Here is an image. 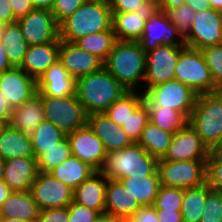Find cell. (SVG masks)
<instances>
[{
    "label": "cell",
    "instance_id": "obj_1",
    "mask_svg": "<svg viewBox=\"0 0 222 222\" xmlns=\"http://www.w3.org/2000/svg\"><path fill=\"white\" fill-rule=\"evenodd\" d=\"M146 62V53L138 41L117 40L104 62V68L127 90L144 93Z\"/></svg>",
    "mask_w": 222,
    "mask_h": 222
},
{
    "label": "cell",
    "instance_id": "obj_2",
    "mask_svg": "<svg viewBox=\"0 0 222 222\" xmlns=\"http://www.w3.org/2000/svg\"><path fill=\"white\" fill-rule=\"evenodd\" d=\"M127 91L104 67L76 80V96L88 115L104 113Z\"/></svg>",
    "mask_w": 222,
    "mask_h": 222
},
{
    "label": "cell",
    "instance_id": "obj_3",
    "mask_svg": "<svg viewBox=\"0 0 222 222\" xmlns=\"http://www.w3.org/2000/svg\"><path fill=\"white\" fill-rule=\"evenodd\" d=\"M99 171L112 180L159 175L158 159L138 143H132L122 150L108 152Z\"/></svg>",
    "mask_w": 222,
    "mask_h": 222
},
{
    "label": "cell",
    "instance_id": "obj_4",
    "mask_svg": "<svg viewBox=\"0 0 222 222\" xmlns=\"http://www.w3.org/2000/svg\"><path fill=\"white\" fill-rule=\"evenodd\" d=\"M112 28V11L109 4L86 0L72 15L59 24L60 40L75 42L91 33Z\"/></svg>",
    "mask_w": 222,
    "mask_h": 222
},
{
    "label": "cell",
    "instance_id": "obj_5",
    "mask_svg": "<svg viewBox=\"0 0 222 222\" xmlns=\"http://www.w3.org/2000/svg\"><path fill=\"white\" fill-rule=\"evenodd\" d=\"M188 124L211 151L222 138V90L198 95Z\"/></svg>",
    "mask_w": 222,
    "mask_h": 222
},
{
    "label": "cell",
    "instance_id": "obj_6",
    "mask_svg": "<svg viewBox=\"0 0 222 222\" xmlns=\"http://www.w3.org/2000/svg\"><path fill=\"white\" fill-rule=\"evenodd\" d=\"M40 97L46 121L53 123L66 135L87 125L88 114L76 93L66 97Z\"/></svg>",
    "mask_w": 222,
    "mask_h": 222
},
{
    "label": "cell",
    "instance_id": "obj_7",
    "mask_svg": "<svg viewBox=\"0 0 222 222\" xmlns=\"http://www.w3.org/2000/svg\"><path fill=\"white\" fill-rule=\"evenodd\" d=\"M174 79L190 87L197 96L214 92L210 69L198 49L185 46L181 50Z\"/></svg>",
    "mask_w": 222,
    "mask_h": 222
},
{
    "label": "cell",
    "instance_id": "obj_8",
    "mask_svg": "<svg viewBox=\"0 0 222 222\" xmlns=\"http://www.w3.org/2000/svg\"><path fill=\"white\" fill-rule=\"evenodd\" d=\"M197 94L178 80H170L165 83L148 88L144 92V102L147 107H163L181 112L187 119L189 118Z\"/></svg>",
    "mask_w": 222,
    "mask_h": 222
},
{
    "label": "cell",
    "instance_id": "obj_9",
    "mask_svg": "<svg viewBox=\"0 0 222 222\" xmlns=\"http://www.w3.org/2000/svg\"><path fill=\"white\" fill-rule=\"evenodd\" d=\"M158 174L162 186L192 188L206 183V160H158Z\"/></svg>",
    "mask_w": 222,
    "mask_h": 222
},
{
    "label": "cell",
    "instance_id": "obj_10",
    "mask_svg": "<svg viewBox=\"0 0 222 222\" xmlns=\"http://www.w3.org/2000/svg\"><path fill=\"white\" fill-rule=\"evenodd\" d=\"M185 46L161 44L146 53L144 92L148 88L174 79L180 52Z\"/></svg>",
    "mask_w": 222,
    "mask_h": 222
},
{
    "label": "cell",
    "instance_id": "obj_11",
    "mask_svg": "<svg viewBox=\"0 0 222 222\" xmlns=\"http://www.w3.org/2000/svg\"><path fill=\"white\" fill-rule=\"evenodd\" d=\"M159 11V1L144 0L134 12H112V29L116 39L138 41L143 35L145 22Z\"/></svg>",
    "mask_w": 222,
    "mask_h": 222
},
{
    "label": "cell",
    "instance_id": "obj_12",
    "mask_svg": "<svg viewBox=\"0 0 222 222\" xmlns=\"http://www.w3.org/2000/svg\"><path fill=\"white\" fill-rule=\"evenodd\" d=\"M184 44L198 50L222 44V12L212 8L197 12Z\"/></svg>",
    "mask_w": 222,
    "mask_h": 222
},
{
    "label": "cell",
    "instance_id": "obj_13",
    "mask_svg": "<svg viewBox=\"0 0 222 222\" xmlns=\"http://www.w3.org/2000/svg\"><path fill=\"white\" fill-rule=\"evenodd\" d=\"M39 210L67 207L73 201V189L49 172H38L31 189Z\"/></svg>",
    "mask_w": 222,
    "mask_h": 222
},
{
    "label": "cell",
    "instance_id": "obj_14",
    "mask_svg": "<svg viewBox=\"0 0 222 222\" xmlns=\"http://www.w3.org/2000/svg\"><path fill=\"white\" fill-rule=\"evenodd\" d=\"M16 22L29 46L60 41L59 24L49 10L33 9Z\"/></svg>",
    "mask_w": 222,
    "mask_h": 222
},
{
    "label": "cell",
    "instance_id": "obj_15",
    "mask_svg": "<svg viewBox=\"0 0 222 222\" xmlns=\"http://www.w3.org/2000/svg\"><path fill=\"white\" fill-rule=\"evenodd\" d=\"M71 154L90 165L96 171L102 168L107 155L103 142L86 125L67 135Z\"/></svg>",
    "mask_w": 222,
    "mask_h": 222
},
{
    "label": "cell",
    "instance_id": "obj_16",
    "mask_svg": "<svg viewBox=\"0 0 222 222\" xmlns=\"http://www.w3.org/2000/svg\"><path fill=\"white\" fill-rule=\"evenodd\" d=\"M138 42L145 53L161 44L185 45L184 39L164 11H159L145 22L143 35Z\"/></svg>",
    "mask_w": 222,
    "mask_h": 222
},
{
    "label": "cell",
    "instance_id": "obj_17",
    "mask_svg": "<svg viewBox=\"0 0 222 222\" xmlns=\"http://www.w3.org/2000/svg\"><path fill=\"white\" fill-rule=\"evenodd\" d=\"M210 150L197 132L187 124L173 136L171 144L162 158L166 161L207 160Z\"/></svg>",
    "mask_w": 222,
    "mask_h": 222
},
{
    "label": "cell",
    "instance_id": "obj_18",
    "mask_svg": "<svg viewBox=\"0 0 222 222\" xmlns=\"http://www.w3.org/2000/svg\"><path fill=\"white\" fill-rule=\"evenodd\" d=\"M59 61L75 81L104 67V62L95 55L82 50L74 42L63 40H60Z\"/></svg>",
    "mask_w": 222,
    "mask_h": 222
},
{
    "label": "cell",
    "instance_id": "obj_19",
    "mask_svg": "<svg viewBox=\"0 0 222 222\" xmlns=\"http://www.w3.org/2000/svg\"><path fill=\"white\" fill-rule=\"evenodd\" d=\"M0 91L14 108L37 94L36 80L20 67H13L0 74Z\"/></svg>",
    "mask_w": 222,
    "mask_h": 222
},
{
    "label": "cell",
    "instance_id": "obj_20",
    "mask_svg": "<svg viewBox=\"0 0 222 222\" xmlns=\"http://www.w3.org/2000/svg\"><path fill=\"white\" fill-rule=\"evenodd\" d=\"M76 81L58 60L36 80L39 96L66 97L75 94Z\"/></svg>",
    "mask_w": 222,
    "mask_h": 222
},
{
    "label": "cell",
    "instance_id": "obj_21",
    "mask_svg": "<svg viewBox=\"0 0 222 222\" xmlns=\"http://www.w3.org/2000/svg\"><path fill=\"white\" fill-rule=\"evenodd\" d=\"M87 125L103 142L108 152L122 150L133 142L119 125H116L105 113L88 115Z\"/></svg>",
    "mask_w": 222,
    "mask_h": 222
},
{
    "label": "cell",
    "instance_id": "obj_22",
    "mask_svg": "<svg viewBox=\"0 0 222 222\" xmlns=\"http://www.w3.org/2000/svg\"><path fill=\"white\" fill-rule=\"evenodd\" d=\"M37 159L35 157H15L5 160L3 181L12 191H30L38 175Z\"/></svg>",
    "mask_w": 222,
    "mask_h": 222
},
{
    "label": "cell",
    "instance_id": "obj_23",
    "mask_svg": "<svg viewBox=\"0 0 222 222\" xmlns=\"http://www.w3.org/2000/svg\"><path fill=\"white\" fill-rule=\"evenodd\" d=\"M107 177L100 171H96L73 191V201L105 213Z\"/></svg>",
    "mask_w": 222,
    "mask_h": 222
},
{
    "label": "cell",
    "instance_id": "obj_24",
    "mask_svg": "<svg viewBox=\"0 0 222 222\" xmlns=\"http://www.w3.org/2000/svg\"><path fill=\"white\" fill-rule=\"evenodd\" d=\"M60 41L29 46L20 68L37 80L47 69L59 60Z\"/></svg>",
    "mask_w": 222,
    "mask_h": 222
},
{
    "label": "cell",
    "instance_id": "obj_25",
    "mask_svg": "<svg viewBox=\"0 0 222 222\" xmlns=\"http://www.w3.org/2000/svg\"><path fill=\"white\" fill-rule=\"evenodd\" d=\"M140 207L120 180L107 178L105 213L127 218L132 217Z\"/></svg>",
    "mask_w": 222,
    "mask_h": 222
},
{
    "label": "cell",
    "instance_id": "obj_26",
    "mask_svg": "<svg viewBox=\"0 0 222 222\" xmlns=\"http://www.w3.org/2000/svg\"><path fill=\"white\" fill-rule=\"evenodd\" d=\"M45 120L42 99L36 94L24 104L12 109L9 124L23 133L31 134Z\"/></svg>",
    "mask_w": 222,
    "mask_h": 222
},
{
    "label": "cell",
    "instance_id": "obj_27",
    "mask_svg": "<svg viewBox=\"0 0 222 222\" xmlns=\"http://www.w3.org/2000/svg\"><path fill=\"white\" fill-rule=\"evenodd\" d=\"M0 210L2 217L19 219L25 222H36L40 212L31 191H12Z\"/></svg>",
    "mask_w": 222,
    "mask_h": 222
},
{
    "label": "cell",
    "instance_id": "obj_28",
    "mask_svg": "<svg viewBox=\"0 0 222 222\" xmlns=\"http://www.w3.org/2000/svg\"><path fill=\"white\" fill-rule=\"evenodd\" d=\"M35 157L30 134L7 124L0 133V158Z\"/></svg>",
    "mask_w": 222,
    "mask_h": 222
},
{
    "label": "cell",
    "instance_id": "obj_29",
    "mask_svg": "<svg viewBox=\"0 0 222 222\" xmlns=\"http://www.w3.org/2000/svg\"><path fill=\"white\" fill-rule=\"evenodd\" d=\"M128 194L141 206H153L161 186L159 175L121 178Z\"/></svg>",
    "mask_w": 222,
    "mask_h": 222
},
{
    "label": "cell",
    "instance_id": "obj_30",
    "mask_svg": "<svg viewBox=\"0 0 222 222\" xmlns=\"http://www.w3.org/2000/svg\"><path fill=\"white\" fill-rule=\"evenodd\" d=\"M95 172L90 165L71 154L49 173L74 190Z\"/></svg>",
    "mask_w": 222,
    "mask_h": 222
},
{
    "label": "cell",
    "instance_id": "obj_31",
    "mask_svg": "<svg viewBox=\"0 0 222 222\" xmlns=\"http://www.w3.org/2000/svg\"><path fill=\"white\" fill-rule=\"evenodd\" d=\"M174 134L162 130L152 122H148L144 127L138 144L141 145L150 155L162 159L173 139Z\"/></svg>",
    "mask_w": 222,
    "mask_h": 222
},
{
    "label": "cell",
    "instance_id": "obj_32",
    "mask_svg": "<svg viewBox=\"0 0 222 222\" xmlns=\"http://www.w3.org/2000/svg\"><path fill=\"white\" fill-rule=\"evenodd\" d=\"M1 42L4 44L5 53L13 67H20L29 45L24 39L20 26L17 22L7 25Z\"/></svg>",
    "mask_w": 222,
    "mask_h": 222
},
{
    "label": "cell",
    "instance_id": "obj_33",
    "mask_svg": "<svg viewBox=\"0 0 222 222\" xmlns=\"http://www.w3.org/2000/svg\"><path fill=\"white\" fill-rule=\"evenodd\" d=\"M144 102V93L128 90L104 113L116 124L122 126L129 116Z\"/></svg>",
    "mask_w": 222,
    "mask_h": 222
},
{
    "label": "cell",
    "instance_id": "obj_34",
    "mask_svg": "<svg viewBox=\"0 0 222 222\" xmlns=\"http://www.w3.org/2000/svg\"><path fill=\"white\" fill-rule=\"evenodd\" d=\"M32 148L37 159L47 149L56 147V144L62 142L67 135L59 130L53 123L43 121L37 128L30 134Z\"/></svg>",
    "mask_w": 222,
    "mask_h": 222
},
{
    "label": "cell",
    "instance_id": "obj_35",
    "mask_svg": "<svg viewBox=\"0 0 222 222\" xmlns=\"http://www.w3.org/2000/svg\"><path fill=\"white\" fill-rule=\"evenodd\" d=\"M116 41L115 33L111 28L108 31L88 34L74 43L105 62Z\"/></svg>",
    "mask_w": 222,
    "mask_h": 222
},
{
    "label": "cell",
    "instance_id": "obj_36",
    "mask_svg": "<svg viewBox=\"0 0 222 222\" xmlns=\"http://www.w3.org/2000/svg\"><path fill=\"white\" fill-rule=\"evenodd\" d=\"M207 196V183L184 189L181 207L183 222H200Z\"/></svg>",
    "mask_w": 222,
    "mask_h": 222
},
{
    "label": "cell",
    "instance_id": "obj_37",
    "mask_svg": "<svg viewBox=\"0 0 222 222\" xmlns=\"http://www.w3.org/2000/svg\"><path fill=\"white\" fill-rule=\"evenodd\" d=\"M150 122L175 134L188 124V119L179 111L163 107H148Z\"/></svg>",
    "mask_w": 222,
    "mask_h": 222
},
{
    "label": "cell",
    "instance_id": "obj_38",
    "mask_svg": "<svg viewBox=\"0 0 222 222\" xmlns=\"http://www.w3.org/2000/svg\"><path fill=\"white\" fill-rule=\"evenodd\" d=\"M70 155V144L66 137L62 142L56 144V147L45 150V152L37 158L38 171L50 172L64 162Z\"/></svg>",
    "mask_w": 222,
    "mask_h": 222
},
{
    "label": "cell",
    "instance_id": "obj_39",
    "mask_svg": "<svg viewBox=\"0 0 222 222\" xmlns=\"http://www.w3.org/2000/svg\"><path fill=\"white\" fill-rule=\"evenodd\" d=\"M164 12L166 13L170 22L177 28L178 33L184 39L192 27L196 11L185 3L170 9H166Z\"/></svg>",
    "mask_w": 222,
    "mask_h": 222
},
{
    "label": "cell",
    "instance_id": "obj_40",
    "mask_svg": "<svg viewBox=\"0 0 222 222\" xmlns=\"http://www.w3.org/2000/svg\"><path fill=\"white\" fill-rule=\"evenodd\" d=\"M150 121L149 109L143 102L121 126L133 143H137L144 127Z\"/></svg>",
    "mask_w": 222,
    "mask_h": 222
},
{
    "label": "cell",
    "instance_id": "obj_41",
    "mask_svg": "<svg viewBox=\"0 0 222 222\" xmlns=\"http://www.w3.org/2000/svg\"><path fill=\"white\" fill-rule=\"evenodd\" d=\"M214 83V92L222 90V44L201 49Z\"/></svg>",
    "mask_w": 222,
    "mask_h": 222
},
{
    "label": "cell",
    "instance_id": "obj_42",
    "mask_svg": "<svg viewBox=\"0 0 222 222\" xmlns=\"http://www.w3.org/2000/svg\"><path fill=\"white\" fill-rule=\"evenodd\" d=\"M183 196V188L161 185L153 206L155 209L181 211Z\"/></svg>",
    "mask_w": 222,
    "mask_h": 222
},
{
    "label": "cell",
    "instance_id": "obj_43",
    "mask_svg": "<svg viewBox=\"0 0 222 222\" xmlns=\"http://www.w3.org/2000/svg\"><path fill=\"white\" fill-rule=\"evenodd\" d=\"M200 222H222V192L207 185V196Z\"/></svg>",
    "mask_w": 222,
    "mask_h": 222
},
{
    "label": "cell",
    "instance_id": "obj_44",
    "mask_svg": "<svg viewBox=\"0 0 222 222\" xmlns=\"http://www.w3.org/2000/svg\"><path fill=\"white\" fill-rule=\"evenodd\" d=\"M206 183L212 190L222 192V158L211 151L206 160Z\"/></svg>",
    "mask_w": 222,
    "mask_h": 222
},
{
    "label": "cell",
    "instance_id": "obj_45",
    "mask_svg": "<svg viewBox=\"0 0 222 222\" xmlns=\"http://www.w3.org/2000/svg\"><path fill=\"white\" fill-rule=\"evenodd\" d=\"M86 0H54L51 13L56 22L60 24L72 15Z\"/></svg>",
    "mask_w": 222,
    "mask_h": 222
},
{
    "label": "cell",
    "instance_id": "obj_46",
    "mask_svg": "<svg viewBox=\"0 0 222 222\" xmlns=\"http://www.w3.org/2000/svg\"><path fill=\"white\" fill-rule=\"evenodd\" d=\"M69 222H96L100 213L72 201L68 205Z\"/></svg>",
    "mask_w": 222,
    "mask_h": 222
},
{
    "label": "cell",
    "instance_id": "obj_47",
    "mask_svg": "<svg viewBox=\"0 0 222 222\" xmlns=\"http://www.w3.org/2000/svg\"><path fill=\"white\" fill-rule=\"evenodd\" d=\"M36 222H69L68 206L41 210Z\"/></svg>",
    "mask_w": 222,
    "mask_h": 222
},
{
    "label": "cell",
    "instance_id": "obj_48",
    "mask_svg": "<svg viewBox=\"0 0 222 222\" xmlns=\"http://www.w3.org/2000/svg\"><path fill=\"white\" fill-rule=\"evenodd\" d=\"M144 0H113L110 4L112 12H134Z\"/></svg>",
    "mask_w": 222,
    "mask_h": 222
},
{
    "label": "cell",
    "instance_id": "obj_49",
    "mask_svg": "<svg viewBox=\"0 0 222 222\" xmlns=\"http://www.w3.org/2000/svg\"><path fill=\"white\" fill-rule=\"evenodd\" d=\"M131 218L136 222H159L154 206H141Z\"/></svg>",
    "mask_w": 222,
    "mask_h": 222
},
{
    "label": "cell",
    "instance_id": "obj_50",
    "mask_svg": "<svg viewBox=\"0 0 222 222\" xmlns=\"http://www.w3.org/2000/svg\"><path fill=\"white\" fill-rule=\"evenodd\" d=\"M16 20L26 16L34 7L31 0H9Z\"/></svg>",
    "mask_w": 222,
    "mask_h": 222
},
{
    "label": "cell",
    "instance_id": "obj_51",
    "mask_svg": "<svg viewBox=\"0 0 222 222\" xmlns=\"http://www.w3.org/2000/svg\"><path fill=\"white\" fill-rule=\"evenodd\" d=\"M0 21L7 24L17 21L9 0H0Z\"/></svg>",
    "mask_w": 222,
    "mask_h": 222
},
{
    "label": "cell",
    "instance_id": "obj_52",
    "mask_svg": "<svg viewBox=\"0 0 222 222\" xmlns=\"http://www.w3.org/2000/svg\"><path fill=\"white\" fill-rule=\"evenodd\" d=\"M159 222H183L180 211H169L164 209H156Z\"/></svg>",
    "mask_w": 222,
    "mask_h": 222
},
{
    "label": "cell",
    "instance_id": "obj_53",
    "mask_svg": "<svg viewBox=\"0 0 222 222\" xmlns=\"http://www.w3.org/2000/svg\"><path fill=\"white\" fill-rule=\"evenodd\" d=\"M12 107L9 105L7 99L0 91V120L9 124L12 114Z\"/></svg>",
    "mask_w": 222,
    "mask_h": 222
},
{
    "label": "cell",
    "instance_id": "obj_54",
    "mask_svg": "<svg viewBox=\"0 0 222 222\" xmlns=\"http://www.w3.org/2000/svg\"><path fill=\"white\" fill-rule=\"evenodd\" d=\"M186 4L196 13L211 9L209 0H186Z\"/></svg>",
    "mask_w": 222,
    "mask_h": 222
},
{
    "label": "cell",
    "instance_id": "obj_55",
    "mask_svg": "<svg viewBox=\"0 0 222 222\" xmlns=\"http://www.w3.org/2000/svg\"><path fill=\"white\" fill-rule=\"evenodd\" d=\"M4 44L0 40V74L7 71L13 66L10 64L7 54L5 53Z\"/></svg>",
    "mask_w": 222,
    "mask_h": 222
},
{
    "label": "cell",
    "instance_id": "obj_56",
    "mask_svg": "<svg viewBox=\"0 0 222 222\" xmlns=\"http://www.w3.org/2000/svg\"><path fill=\"white\" fill-rule=\"evenodd\" d=\"M34 9L49 10L53 8L54 0H31Z\"/></svg>",
    "mask_w": 222,
    "mask_h": 222
},
{
    "label": "cell",
    "instance_id": "obj_57",
    "mask_svg": "<svg viewBox=\"0 0 222 222\" xmlns=\"http://www.w3.org/2000/svg\"><path fill=\"white\" fill-rule=\"evenodd\" d=\"M185 3L186 0H160L159 6L161 11H165L166 9H170Z\"/></svg>",
    "mask_w": 222,
    "mask_h": 222
},
{
    "label": "cell",
    "instance_id": "obj_58",
    "mask_svg": "<svg viewBox=\"0 0 222 222\" xmlns=\"http://www.w3.org/2000/svg\"><path fill=\"white\" fill-rule=\"evenodd\" d=\"M96 222H125V217L102 213L99 215Z\"/></svg>",
    "mask_w": 222,
    "mask_h": 222
},
{
    "label": "cell",
    "instance_id": "obj_59",
    "mask_svg": "<svg viewBox=\"0 0 222 222\" xmlns=\"http://www.w3.org/2000/svg\"><path fill=\"white\" fill-rule=\"evenodd\" d=\"M12 190L10 187L4 182H0V208L4 204V201L8 198Z\"/></svg>",
    "mask_w": 222,
    "mask_h": 222
},
{
    "label": "cell",
    "instance_id": "obj_60",
    "mask_svg": "<svg viewBox=\"0 0 222 222\" xmlns=\"http://www.w3.org/2000/svg\"><path fill=\"white\" fill-rule=\"evenodd\" d=\"M211 152L216 156L222 158V138L219 142L213 147Z\"/></svg>",
    "mask_w": 222,
    "mask_h": 222
},
{
    "label": "cell",
    "instance_id": "obj_61",
    "mask_svg": "<svg viewBox=\"0 0 222 222\" xmlns=\"http://www.w3.org/2000/svg\"><path fill=\"white\" fill-rule=\"evenodd\" d=\"M211 8L222 12V0H209Z\"/></svg>",
    "mask_w": 222,
    "mask_h": 222
},
{
    "label": "cell",
    "instance_id": "obj_62",
    "mask_svg": "<svg viewBox=\"0 0 222 222\" xmlns=\"http://www.w3.org/2000/svg\"><path fill=\"white\" fill-rule=\"evenodd\" d=\"M5 160L0 158V182L4 179Z\"/></svg>",
    "mask_w": 222,
    "mask_h": 222
},
{
    "label": "cell",
    "instance_id": "obj_63",
    "mask_svg": "<svg viewBox=\"0 0 222 222\" xmlns=\"http://www.w3.org/2000/svg\"><path fill=\"white\" fill-rule=\"evenodd\" d=\"M7 25H8L7 23L0 21V40L2 39L3 34L6 32Z\"/></svg>",
    "mask_w": 222,
    "mask_h": 222
},
{
    "label": "cell",
    "instance_id": "obj_64",
    "mask_svg": "<svg viewBox=\"0 0 222 222\" xmlns=\"http://www.w3.org/2000/svg\"><path fill=\"white\" fill-rule=\"evenodd\" d=\"M0 222H25V221H22V220H19V219H14V218L2 217Z\"/></svg>",
    "mask_w": 222,
    "mask_h": 222
},
{
    "label": "cell",
    "instance_id": "obj_65",
    "mask_svg": "<svg viewBox=\"0 0 222 222\" xmlns=\"http://www.w3.org/2000/svg\"><path fill=\"white\" fill-rule=\"evenodd\" d=\"M93 1L102 2V3L109 4V5L113 2V0H93Z\"/></svg>",
    "mask_w": 222,
    "mask_h": 222
},
{
    "label": "cell",
    "instance_id": "obj_66",
    "mask_svg": "<svg viewBox=\"0 0 222 222\" xmlns=\"http://www.w3.org/2000/svg\"><path fill=\"white\" fill-rule=\"evenodd\" d=\"M6 125L7 124L4 121L0 120V133Z\"/></svg>",
    "mask_w": 222,
    "mask_h": 222
},
{
    "label": "cell",
    "instance_id": "obj_67",
    "mask_svg": "<svg viewBox=\"0 0 222 222\" xmlns=\"http://www.w3.org/2000/svg\"><path fill=\"white\" fill-rule=\"evenodd\" d=\"M125 222H136V221H134L131 217H127L125 218Z\"/></svg>",
    "mask_w": 222,
    "mask_h": 222
}]
</instances>
